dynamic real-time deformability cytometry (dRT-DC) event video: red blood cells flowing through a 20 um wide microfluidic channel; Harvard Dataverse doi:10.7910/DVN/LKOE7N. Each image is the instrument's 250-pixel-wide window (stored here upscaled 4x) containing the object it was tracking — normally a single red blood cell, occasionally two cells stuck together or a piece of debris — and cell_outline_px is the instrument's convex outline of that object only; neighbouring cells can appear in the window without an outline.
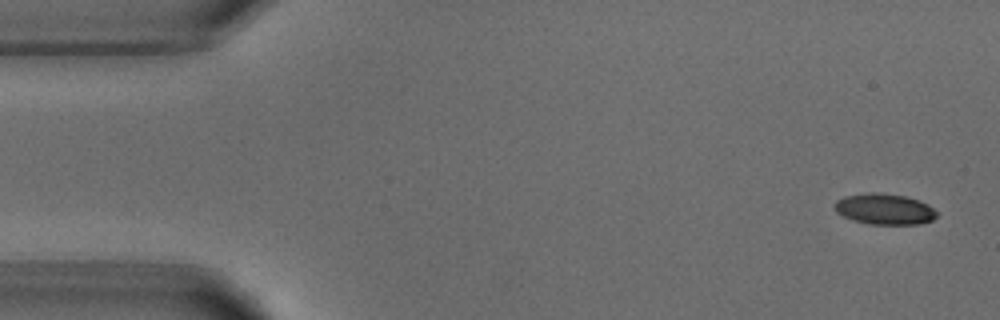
{"species": "common noctule bat (a hibernating species)", "species_latin": "Nyctalus noctula", "temperature_condition": "warm", "stored_images_in_passage": 4, "camera_frame_rate_fps": 3000, "um_per_image_px": 0.085, "animal": {"sex": "male", "body_mass_g": 18.8}, "frame": {"image": 1, "passage_image": 1, "time_ms": 0.0, "image_size_px": [1000, 320], "cell_outline_px": [[936, 216], [932, 220], [920, 224], [868, 224], [852, 220], [836, 212], [836, 200], [844, 196], [872, 192], [904, 196], [928, 204], [936, 212]], "centroid_in_image_um": [75.17, 17.78], "position_along_channel_um": 9.8, "area_um2": 18.09}}